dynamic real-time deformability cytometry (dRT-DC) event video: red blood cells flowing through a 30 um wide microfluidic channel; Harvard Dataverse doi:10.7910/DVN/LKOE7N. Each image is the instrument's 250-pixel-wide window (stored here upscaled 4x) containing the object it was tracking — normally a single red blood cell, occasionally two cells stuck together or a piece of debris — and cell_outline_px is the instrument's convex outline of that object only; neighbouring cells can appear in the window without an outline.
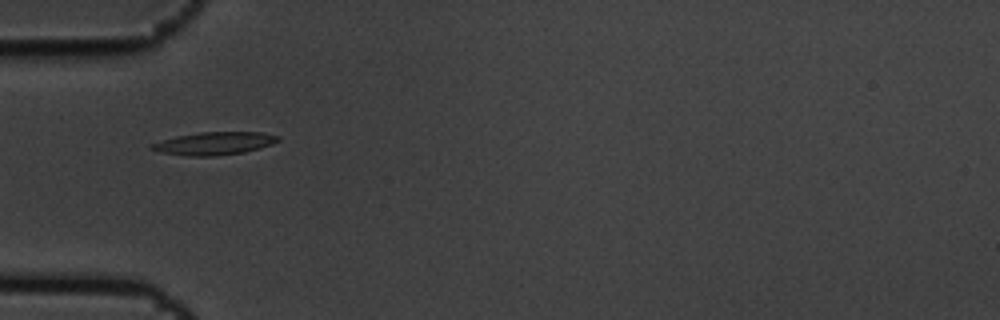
{"species": "common noctule bat (a hibernating species)", "species_latin": "Nyctalus noctula", "temperature_condition": "cold", "stored_images_in_passage": 15, "camera_frame_rate_fps": 3000, "um_per_image_px": 0.085, "animal": {"sex": "male", "body_mass_g": 19.5, "forearm_length_mm": 54.6}, "frame": {"image": 1, "passage_image": 5, "time_ms": 1.333, "image_size_px": [1000, 320], "cell_outline_px": [[280, 140], [272, 144], [260, 148], [244, 152], [212, 156], [188, 156], [160, 152], [148, 148], [148, 144], [176, 136], [200, 132], [264, 132], [280, 136]], "centroid_in_image_um": [18.2, 12.18], "position_along_channel_um": 66.8, "area_um2": 16.94}}
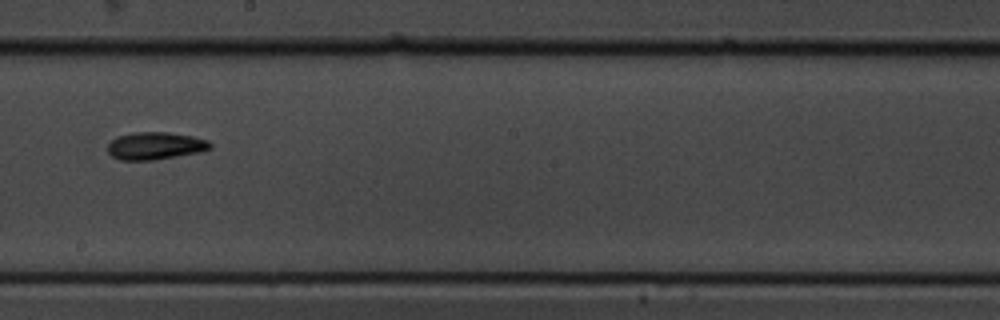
{"frame": {"image": 2, "passage_image": 9, "time_ms": 2.667, "image_size_px": [1000, 320], "cell_outline_px": [[212, 148], [200, 152], [152, 160], [120, 160], [112, 156], [108, 152], [108, 144], [116, 136], [132, 132], [168, 132], [192, 136], [208, 140], [212, 144]], "centroid_in_image_um": [13.19, 12.38], "position_along_channel_um": 235.0, "area_um2": 16.47}}
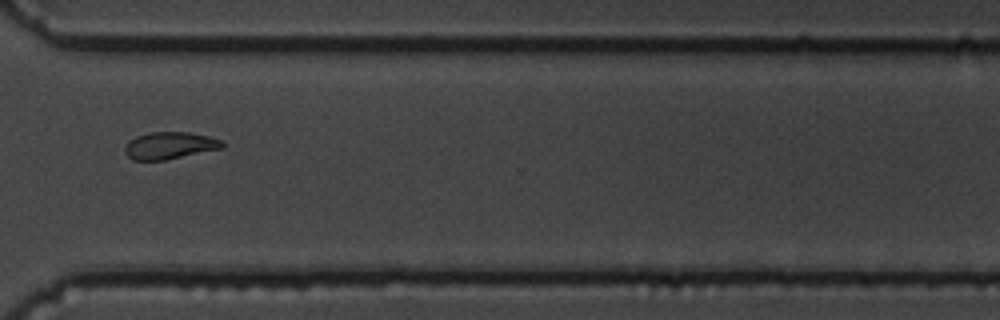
{"frame": {"image": 3, "passage_image": 12, "time_ms": 3.667, "image_size_px": [1000, 320], "cell_outline_px": [[224, 148], [164, 160], [132, 160], [124, 152], [124, 148], [128, 140], [136, 136], [152, 132], [188, 132], [208, 136], [220, 140], [224, 144]], "centroid_in_image_um": [14.4, 12.37], "position_along_channel_um": 356.2, "area_um2": 15.37}}